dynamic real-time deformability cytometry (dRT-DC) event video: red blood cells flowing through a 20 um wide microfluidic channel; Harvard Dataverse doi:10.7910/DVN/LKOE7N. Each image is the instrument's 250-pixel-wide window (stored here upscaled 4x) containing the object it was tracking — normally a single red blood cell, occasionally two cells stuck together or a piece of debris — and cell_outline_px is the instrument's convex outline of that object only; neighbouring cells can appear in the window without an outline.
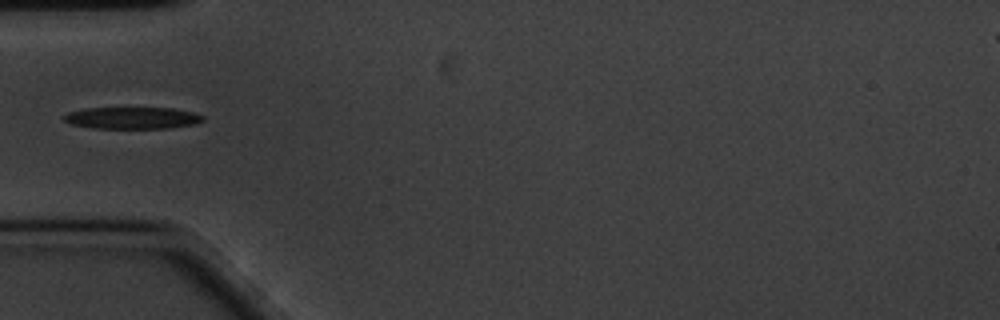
{"species": "common noctule bat (a hibernating species)", "species_latin": "Nyctalus noctula", "temperature_condition": "cold", "stored_images_in_passage": 41, "camera_frame_rate_fps": 3000, "um_per_image_px": 0.085, "animal": {"sex": "male", "body_mass_g": 20.1, "forearm_length_mm": 53.5}, "frame": {"image": 1, "passage_image": 1, "time_ms": 0.0, "image_size_px": [1000, 320], "cell_outline_px": [[204, 120], [192, 124], [168, 128], [92, 128], [72, 124], [64, 120], [64, 116], [68, 112], [84, 108], [172, 108], [192, 112], [204, 116]], "centroid_in_image_um": [11.22, 10.02], "position_along_channel_um": 73.8, "area_um2": 17.51}}
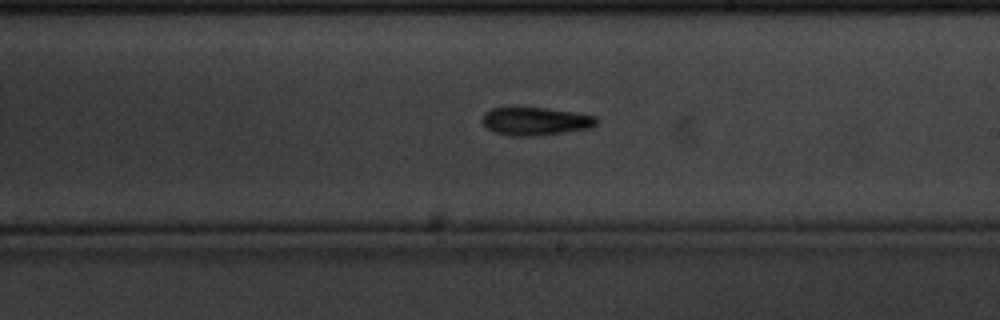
{"frame": {"image": 2, "passage_image": 16, "time_ms": 5.0, "image_size_px": [1000, 320], "cell_outline_px": [[600, 120], [592, 128], [540, 136], [512, 136], [496, 132], [488, 128], [480, 120], [484, 112], [492, 108], [544, 108], [572, 112], [596, 116]], "centroid_in_image_um": [45.54, 10.32], "position_along_channel_um": 243.5, "area_um2": 18.73}}
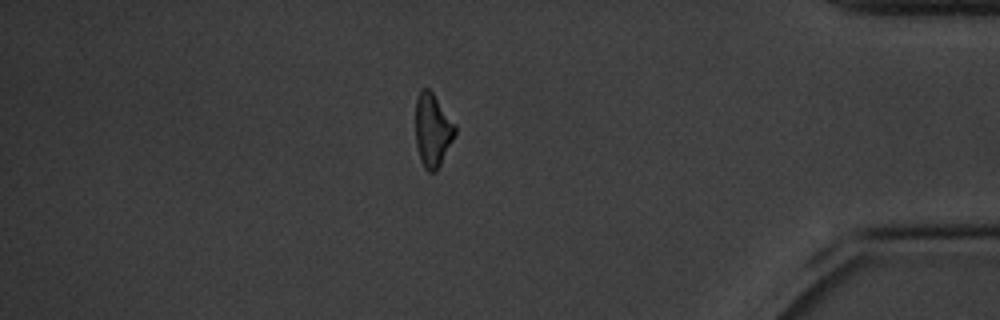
{"frame": {"image": 3, "passage_image": 33, "time_ms": 10.667, "image_size_px": [1000, 320], "cell_outline_px": [[456, 132], [436, 172], [428, 172], [424, 168], [420, 160], [416, 144], [416, 100], [420, 88], [428, 88], [432, 92], [456, 124]], "centroid_in_image_um": [36.76, 11.05], "position_along_channel_um": 398.4, "area_um2": 16.82}}